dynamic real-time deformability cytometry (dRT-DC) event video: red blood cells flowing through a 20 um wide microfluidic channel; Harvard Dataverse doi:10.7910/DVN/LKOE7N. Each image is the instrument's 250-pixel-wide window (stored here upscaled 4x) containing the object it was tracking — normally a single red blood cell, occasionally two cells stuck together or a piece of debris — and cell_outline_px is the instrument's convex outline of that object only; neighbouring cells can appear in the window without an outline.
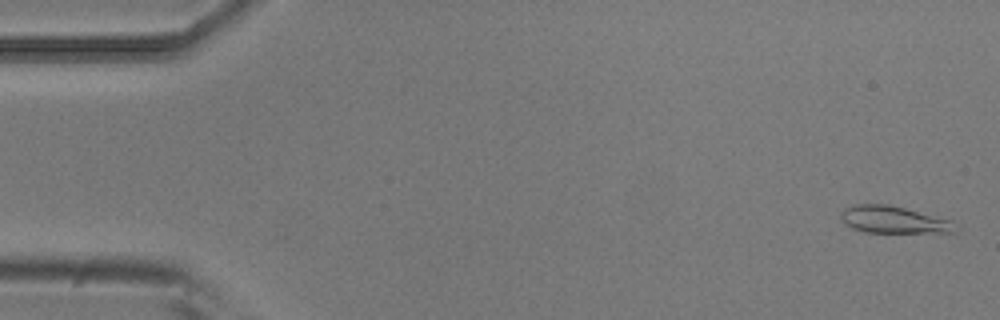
{"species": "common noctule bat (a hibernating species)", "species_latin": "Nyctalus noctula", "temperature_condition": "room temperature", "stored_images_in_passage": 4, "camera_frame_rate_fps": 3000, "um_per_image_px": 0.085, "animal": {"sex": "male", "body_mass_g": 20.5, "forearm_length_mm": 52.5}, "frame": {"image": 1, "passage_image": 1, "time_ms": 0.0, "image_size_px": [1000, 320], "cell_outline_px": [[960, 228], [956, 232], [864, 232], [852, 228], [840, 220], [840, 212], [844, 208], [852, 204], [888, 204], [952, 220], [960, 224]], "centroid_in_image_um": [75.97, 18.67], "position_along_channel_um": 9.0, "area_um2": 18.32}}
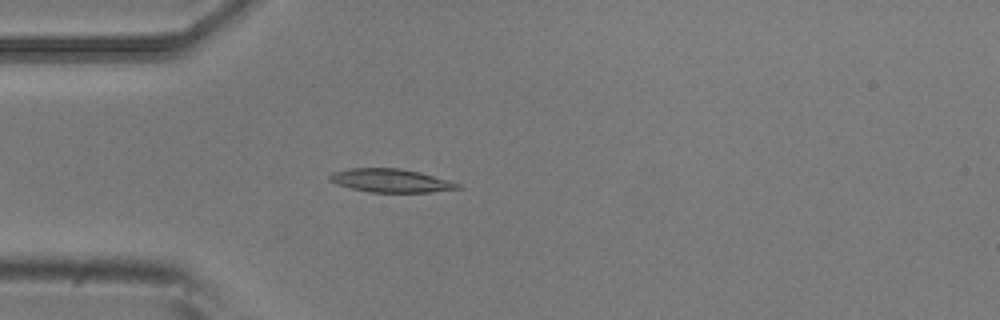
{"frame": {"image": 2, "passage_image": 4, "time_ms": 1.0, "image_size_px": [1000, 320], "cell_outline_px": [[464, 188], [428, 192], [368, 192], [336, 184], [328, 180], [328, 176], [332, 172], [348, 168], [400, 168], [420, 172], [448, 180], [460, 184]], "centroid_in_image_um": [33.19, 15.34], "position_along_channel_um": 51.8, "area_um2": 17.51}}